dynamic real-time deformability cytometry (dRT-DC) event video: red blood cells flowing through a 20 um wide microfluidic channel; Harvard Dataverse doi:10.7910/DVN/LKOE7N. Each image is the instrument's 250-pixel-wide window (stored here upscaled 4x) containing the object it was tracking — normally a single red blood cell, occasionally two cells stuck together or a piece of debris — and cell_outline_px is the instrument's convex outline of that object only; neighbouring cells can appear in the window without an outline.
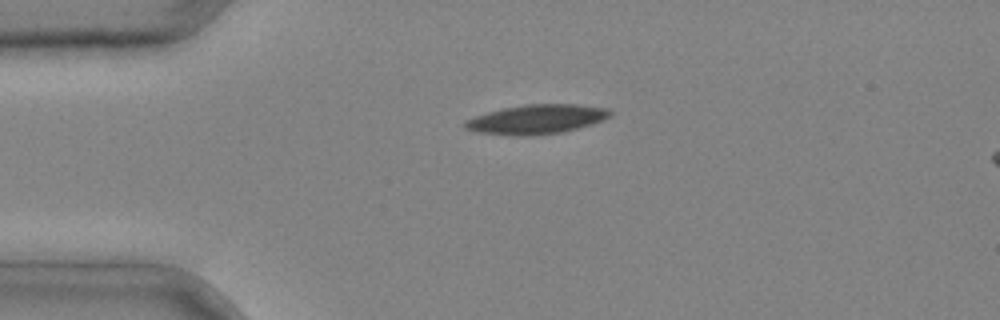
{"species": "common noctule bat (a hibernating species)", "species_latin": "Nyctalus noctula", "temperature_condition": "cold", "stored_images_in_passage": 4, "camera_frame_rate_fps": 3000, "um_per_image_px": 0.085, "animal": {"sex": "male", "body_mass_g": 20.4}, "frame": {"image": 1, "passage_image": 3, "time_ms": 0.667, "image_size_px": [1000, 320], "cell_outline_px": [[612, 116], [604, 120], [592, 124], [564, 132], [532, 136], [512, 136], [476, 132], [464, 128], [460, 124], [464, 120], [488, 112], [504, 108], [524, 104], [576, 104], [608, 108], [612, 112]], "centroid_in_image_um": [45.6, 10.15], "position_along_channel_um": 39.4, "area_um2": 25.26}}